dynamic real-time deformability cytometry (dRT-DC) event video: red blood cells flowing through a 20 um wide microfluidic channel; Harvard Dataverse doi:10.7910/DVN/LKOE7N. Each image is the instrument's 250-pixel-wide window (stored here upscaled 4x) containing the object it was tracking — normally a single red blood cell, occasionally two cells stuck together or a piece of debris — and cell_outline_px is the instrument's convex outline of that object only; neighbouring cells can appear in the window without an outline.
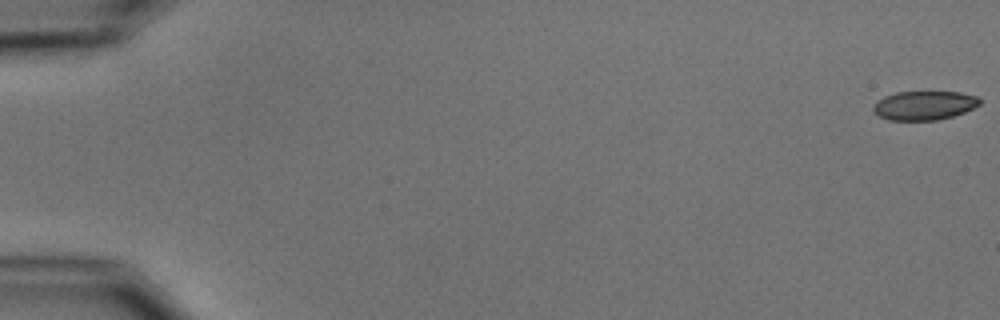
{"species": "common noctule bat (a hibernating species)", "species_latin": "Nyctalus noctula", "temperature_condition": "cold", "stored_images_in_passage": 6, "camera_frame_rate_fps": 3000, "um_per_image_px": 0.085, "animal": {"sex": "male", "body_mass_g": 15.6}, "frame": {"image": 1, "passage_image": 1, "time_ms": 0.0, "image_size_px": [1000, 320], "cell_outline_px": [[980, 104], [964, 112], [952, 116], [936, 120], [888, 120], [880, 116], [872, 108], [872, 104], [876, 100], [884, 96], [896, 92], [960, 92], [976, 96], [980, 100]], "centroid_in_image_um": [78.52, 8.95], "position_along_channel_um": 6.5, "area_um2": 17.92}}
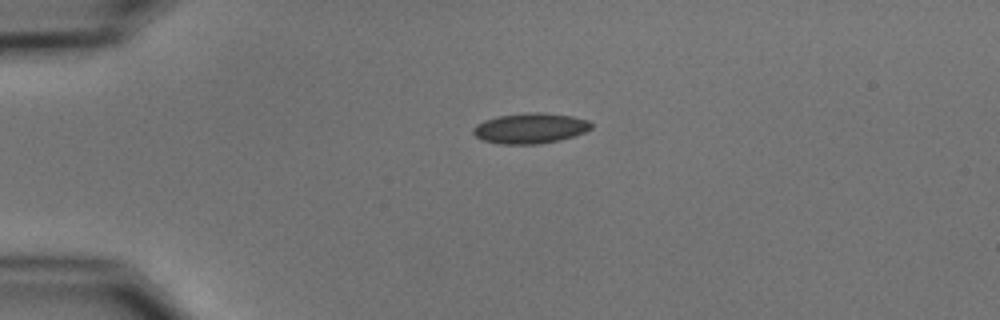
{"frame": {"image": 2, "passage_image": 4, "time_ms": 4.333, "image_size_px": [1000, 320], "cell_outline_px": [[592, 128], [584, 132], [560, 140], [540, 144], [500, 144], [484, 140], [476, 136], [472, 132], [472, 128], [476, 124], [484, 120], [500, 116], [528, 112], [544, 112], [572, 116], [588, 120], [592, 124]], "centroid_in_image_um": [45.07, 10.9], "position_along_channel_um": 39.9, "area_um2": 20.92}}